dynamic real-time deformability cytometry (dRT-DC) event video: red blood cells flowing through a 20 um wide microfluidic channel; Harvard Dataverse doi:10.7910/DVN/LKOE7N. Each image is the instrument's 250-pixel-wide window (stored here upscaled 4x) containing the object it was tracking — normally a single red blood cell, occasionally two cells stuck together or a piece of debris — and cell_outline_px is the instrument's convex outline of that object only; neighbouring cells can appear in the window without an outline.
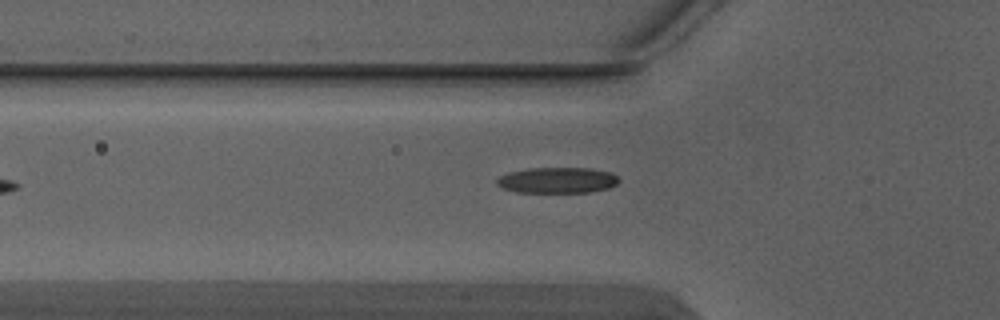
{"species": "Egyptian fruit bat (a non-hibernating species)", "species_latin": "Rousettus aegyptiacus", "temperature_condition": "warm", "stored_images_in_passage": 7, "segment_of_instrument_passage": [2, 2], "camera_frame_rate_fps": 3000, "um_per_image_px": 0.085, "animal": {"sex": "male"}, "frame": {"image": 1, "passage_image": 7, "time_ms": 2.0, "image_size_px": [1000, 320], "cell_outline_px": [[620, 180], [616, 184], [608, 188], [592, 192], [516, 192], [504, 188], [496, 184], [496, 180], [500, 176], [508, 172], [528, 168], [592, 168], [612, 172]], "centroid_in_image_um": [47.39, 15.31], "position_along_channel_um": 78.4, "area_um2": 18.44}}